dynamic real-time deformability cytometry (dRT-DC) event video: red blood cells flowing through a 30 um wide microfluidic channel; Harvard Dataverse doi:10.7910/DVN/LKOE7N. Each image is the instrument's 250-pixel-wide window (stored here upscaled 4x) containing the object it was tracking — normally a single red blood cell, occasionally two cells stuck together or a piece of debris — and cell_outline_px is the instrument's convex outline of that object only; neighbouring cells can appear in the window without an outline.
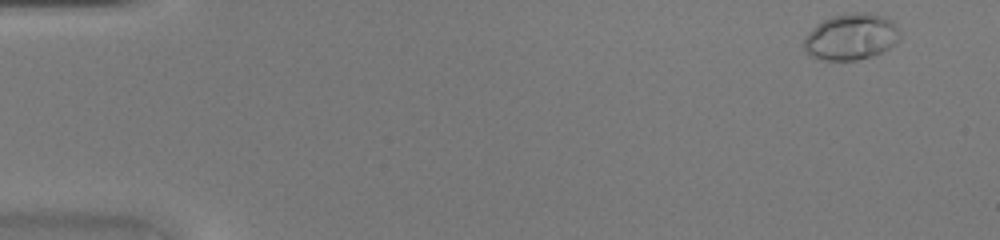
{"species": "common noctule bat (a hibernating species)", "species_latin": "Nyctalus noctula", "temperature_condition": "warm", "stored_images_in_passage": 44, "camera_frame_rate_fps": 3000, "um_per_image_px": 0.085, "animal": {"sex": "female", "body_mass_g": 20.0, "forearm_length_mm": 54.0}, "frame": {"image": 1, "passage_image": 2, "time_ms": 0.333, "image_size_px": [1000, 240], "cell_outline_px": [[900, 40], [896, 44], [880, 52], [856, 60], [820, 60], [812, 56], [804, 48], [804, 40], [808, 32], [816, 24], [832, 16], [856, 12], [868, 12], [884, 16], [892, 20], [900, 28]], "centroid_in_image_um": [72.38, 3.11], "position_along_channel_um": 12.6, "area_um2": 25.95}}
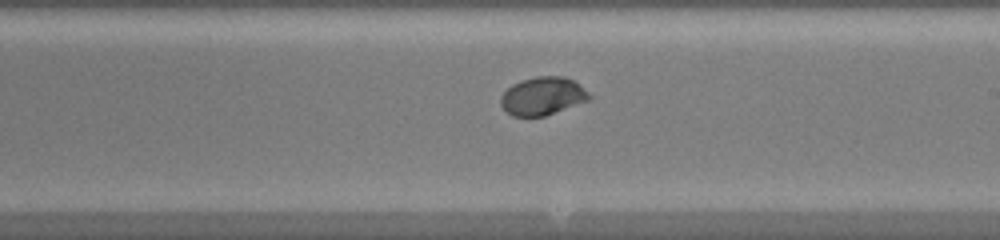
{"frame": {"image": 2, "passage_image": 26, "time_ms": 8.333, "image_size_px": [1000, 240], "cell_outline_px": [[592, 96], [588, 100], [544, 116], [512, 116], [500, 104], [500, 96], [512, 84], [520, 80], [536, 76], [564, 76], [572, 80], [588, 92]], "centroid_in_image_um": [46.09, 8.15], "position_along_channel_um": 242.9, "area_um2": 19.42}}
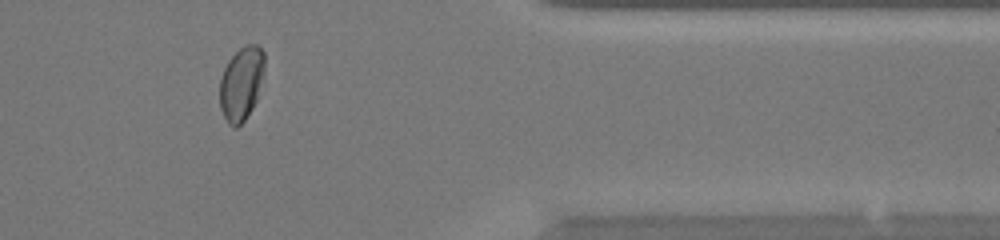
{"frame": {"image": 3, "passage_image": 37, "time_ms": 12.0, "image_size_px": [1000, 240], "cell_outline_px": [[264, 72], [256, 100], [252, 108], [244, 120], [236, 128], [232, 128], [228, 124], [220, 108], [220, 76], [228, 60], [240, 48], [248, 44], [256, 44], [264, 52]], "centroid_in_image_um": [20.5, 7.1], "position_along_channel_um": 390.9, "area_um2": 19.19}}